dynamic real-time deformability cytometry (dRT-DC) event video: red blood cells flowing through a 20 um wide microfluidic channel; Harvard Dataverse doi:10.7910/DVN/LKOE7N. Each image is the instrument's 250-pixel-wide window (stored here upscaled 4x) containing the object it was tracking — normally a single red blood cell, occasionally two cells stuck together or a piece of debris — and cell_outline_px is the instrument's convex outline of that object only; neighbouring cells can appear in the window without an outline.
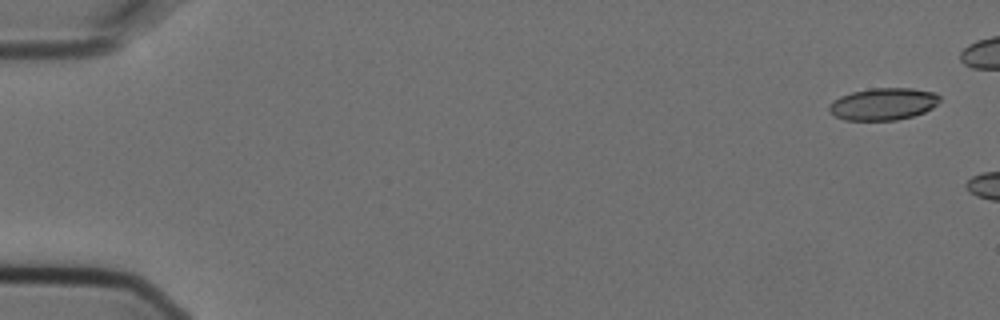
{"species": "Egyptian fruit bat (a non-hibernating species)", "species_latin": "Rousettus aegyptiacus", "temperature_condition": "cold", "stored_images_in_passage": 2, "camera_frame_rate_fps": 3000, "um_per_image_px": 0.085, "animal": {"sex": "female"}, "frame": {"image": 1, "passage_image": 1, "time_ms": 0.0, "image_size_px": [1000, 320], "cell_outline_px": [[940, 100], [932, 108], [924, 112], [912, 116], [896, 120], [844, 120], [828, 112], [828, 104], [832, 100], [840, 96], [852, 92], [872, 88], [912, 88], [936, 92], [940, 96]], "centroid_in_image_um": [75.05, 8.83], "position_along_channel_um": 9.9, "area_um2": 20.87}}